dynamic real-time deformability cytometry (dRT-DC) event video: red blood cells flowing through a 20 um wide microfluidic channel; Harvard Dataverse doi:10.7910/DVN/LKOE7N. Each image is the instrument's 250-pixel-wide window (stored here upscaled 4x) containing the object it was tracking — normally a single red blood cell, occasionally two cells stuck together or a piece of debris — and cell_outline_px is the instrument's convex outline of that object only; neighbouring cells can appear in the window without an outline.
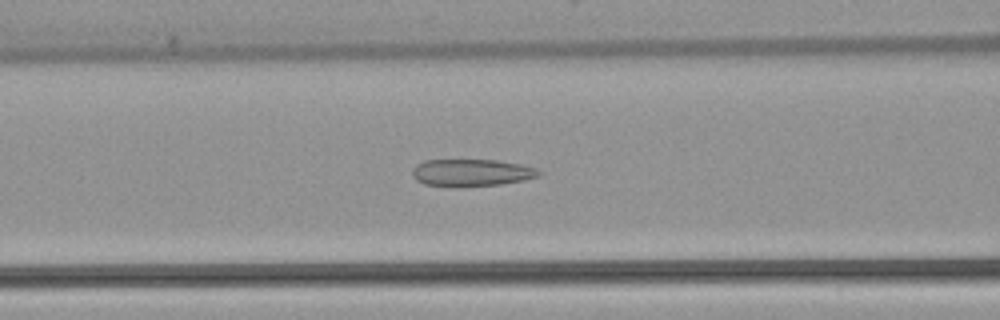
{"species": "common noctule bat (a hibernating species)", "species_latin": "Nyctalus noctula", "temperature_condition": "warm", "stored_images_in_passage": 44, "camera_frame_rate_fps": 3000, "um_per_image_px": 0.085, "animal": {"sex": "female", "body_mass_g": 22.7, "forearm_length_mm": 54.2}, "frame": {"image": 1, "passage_image": 18, "time_ms": 5.667, "image_size_px": [1000, 320], "cell_outline_px": [[540, 176], [524, 180], [500, 184], [460, 188], [456, 188], [424, 184], [416, 180], [412, 176], [412, 168], [416, 164], [424, 160], [496, 160], [520, 164], [536, 168], [540, 172]], "centroid_in_image_um": [40.03, 14.69], "position_along_channel_um": 126.6, "area_um2": 20.4}}
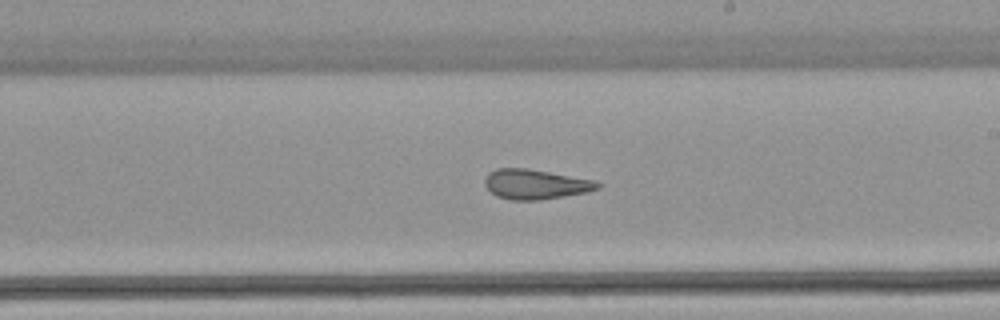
{"frame": {"image": 2, "passage_image": 27, "time_ms": 8.667, "image_size_px": [1000, 320], "cell_outline_px": [[600, 188], [588, 192], [540, 200], [512, 200], [496, 196], [484, 184], [484, 180], [488, 172], [496, 168], [528, 168], [596, 180], [600, 184]], "centroid_in_image_um": [45.52, 15.65], "position_along_channel_um": 243.5, "area_um2": 19.77}}
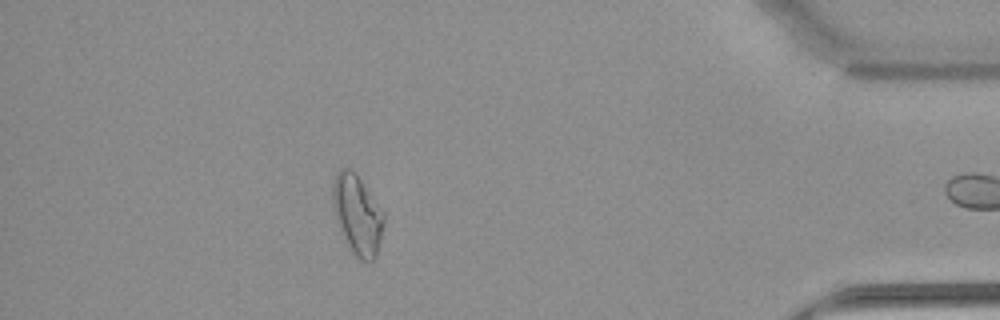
{"frame": {"image": 3, "passage_image": 43, "time_ms": 14.0, "image_size_px": [1000, 320], "cell_outline_px": [[384, 224], [376, 260], [372, 264], [368, 264], [360, 260], [352, 252], [344, 240], [336, 224], [332, 208], [332, 184], [336, 172], [340, 168], [352, 168], [356, 172], [384, 212]], "centroid_in_image_um": [30.36, 18.27], "position_along_channel_um": 404.8, "area_um2": 24.62}, "authors_computed_cell_mechanics": {"area_um2": 21.4438, "velocity_mm_per_s": 3.9103, "shape_relaxation_time_tau1_ms": null, "shape_relaxation_time_tau2_ms": 2.028, "deformation_change_tau1": null, "deformation_change_tau2": 0.1141}}